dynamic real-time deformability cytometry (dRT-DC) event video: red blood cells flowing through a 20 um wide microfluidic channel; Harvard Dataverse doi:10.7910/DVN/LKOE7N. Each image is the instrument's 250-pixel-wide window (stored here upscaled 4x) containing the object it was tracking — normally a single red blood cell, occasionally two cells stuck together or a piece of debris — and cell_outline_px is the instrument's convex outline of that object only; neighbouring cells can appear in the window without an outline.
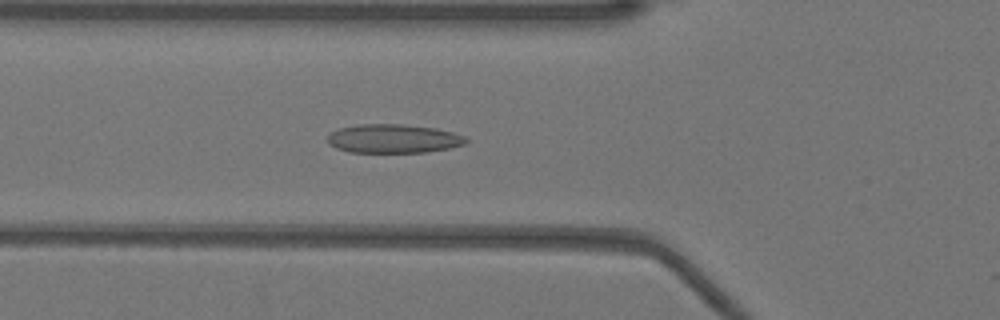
{"species": "Egyptian fruit bat (a non-hibernating species)", "species_latin": "Rousettus aegyptiacus", "temperature_condition": "warm", "stored_images_in_passage": 18, "camera_frame_rate_fps": 3000, "um_per_image_px": 0.085, "animal": {"sex": "female"}, "frame": {"image": 1, "passage_image": 5, "time_ms": 1.333, "image_size_px": [1000, 320], "cell_outline_px": [[468, 140], [464, 144], [448, 148], [428, 152], [348, 152], [336, 148], [328, 144], [328, 136], [332, 132], [340, 128], [360, 124], [400, 124], [436, 128], [468, 136]], "centroid_in_image_um": [33.46, 11.78], "position_along_channel_um": 92.3, "area_um2": 23.24}}
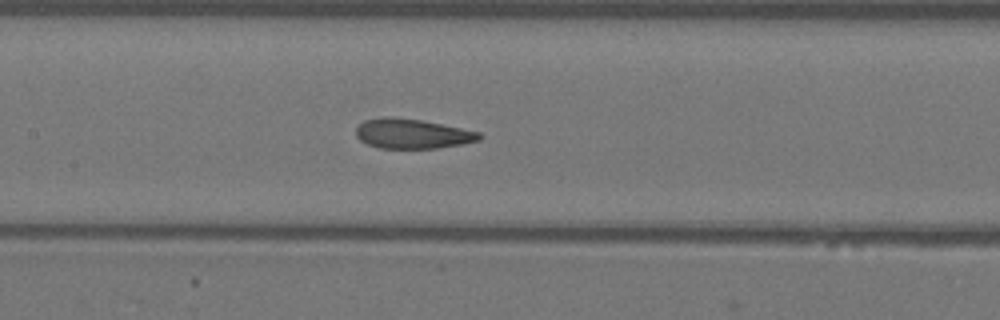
{"frame": {"image": 2, "passage_image": 11, "time_ms": 3.333, "image_size_px": [1000, 320], "cell_outline_px": [[484, 136], [480, 140], [460, 144], [436, 148], [380, 148], [368, 144], [360, 140], [356, 136], [356, 128], [364, 120], [380, 116], [392, 116], [420, 120], [480, 132]], "centroid_in_image_um": [35.01, 11.35], "position_along_channel_um": 172.4, "area_um2": 21.33}}
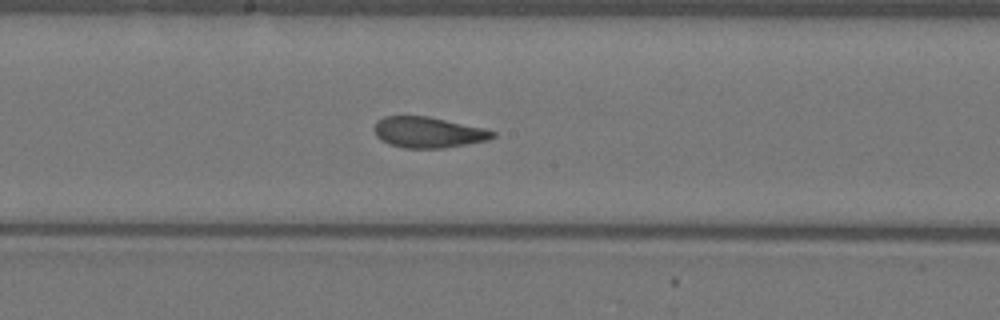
{"frame": {"image": 3, "passage_image": 14, "time_ms": 4.333, "image_size_px": [1000, 320], "cell_outline_px": [[496, 136], [488, 140], [444, 148], [404, 148], [388, 144], [380, 140], [376, 136], [372, 128], [376, 120], [384, 116], [428, 116], [484, 128], [496, 132]], "centroid_in_image_um": [36.35, 11.25], "position_along_channel_um": 211.9, "area_um2": 21.5}}